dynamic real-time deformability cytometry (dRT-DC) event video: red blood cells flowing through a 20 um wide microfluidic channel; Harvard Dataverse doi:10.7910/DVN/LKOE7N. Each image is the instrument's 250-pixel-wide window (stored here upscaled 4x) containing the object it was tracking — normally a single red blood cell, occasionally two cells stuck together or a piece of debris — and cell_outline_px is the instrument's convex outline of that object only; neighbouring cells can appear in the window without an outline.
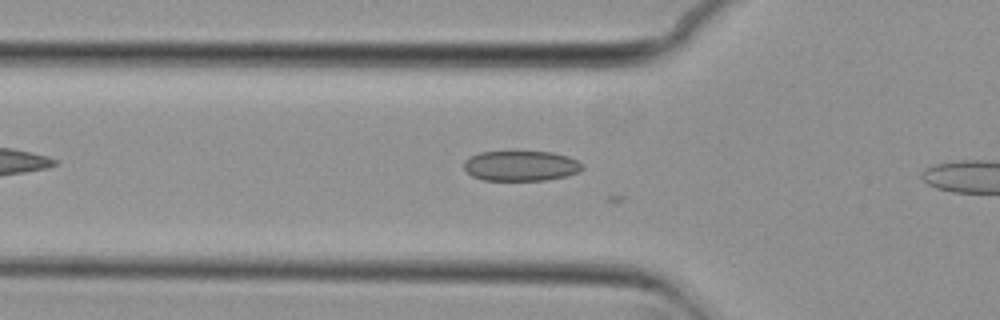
{"species": "common noctule bat (a hibernating species)", "species_latin": "Nyctalus noctula", "temperature_condition": "cold", "stored_images_in_passage": 11, "camera_frame_rate_fps": 3000, "um_per_image_px": 0.085, "animal": {"sex": "female", "body_mass_g": 29.2, "forearm_length_mm": 56.3}, "frame": {"image": 1, "passage_image": 5, "time_ms": 1.333, "image_size_px": [1000, 320], "cell_outline_px": [[584, 168], [580, 172], [568, 176], [544, 180], [484, 180], [472, 176], [464, 168], [464, 160], [480, 152], [552, 152], [568, 156], [584, 164]], "centroid_in_image_um": [44.32, 14.1], "position_along_channel_um": 81.5, "area_um2": 20.87}}
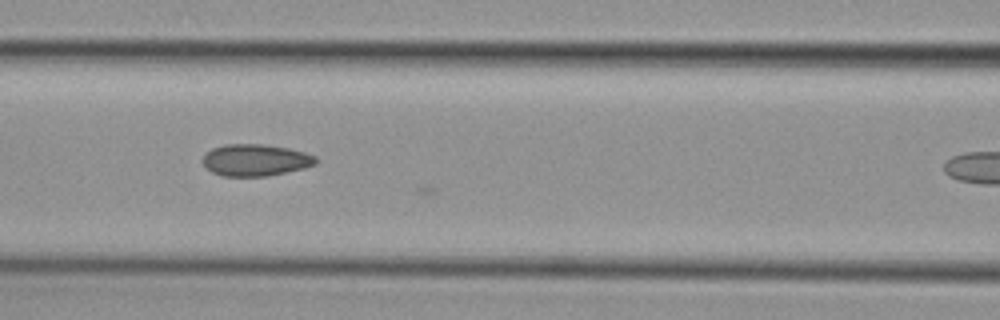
{"frame": {"image": 2, "passage_image": 10, "time_ms": 3.0, "image_size_px": [1000, 320], "cell_outline_px": [[320, 160], [316, 164], [304, 168], [268, 176], [220, 176], [212, 172], [200, 160], [212, 148], [228, 144], [264, 144], [288, 148], [304, 152], [316, 156]], "centroid_in_image_um": [21.74, 13.61], "position_along_channel_um": 144.9, "area_um2": 21.04}}